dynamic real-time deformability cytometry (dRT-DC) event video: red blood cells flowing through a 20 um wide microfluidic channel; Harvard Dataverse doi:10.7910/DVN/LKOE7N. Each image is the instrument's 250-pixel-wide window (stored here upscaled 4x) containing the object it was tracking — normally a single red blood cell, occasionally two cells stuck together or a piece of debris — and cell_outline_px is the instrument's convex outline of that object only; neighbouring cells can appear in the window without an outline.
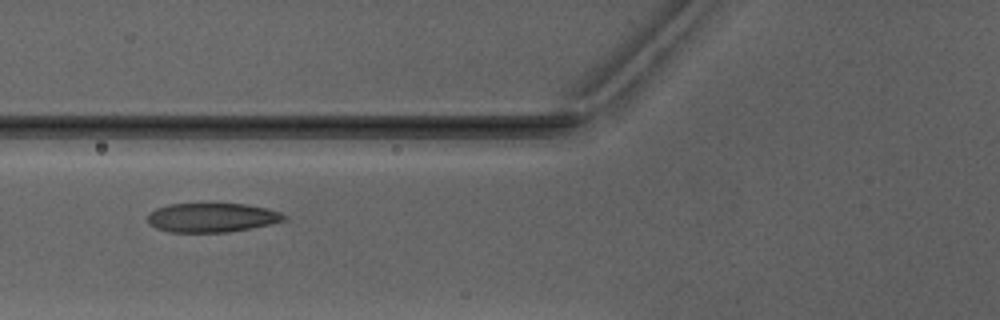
{"species": "Egyptian fruit bat (a non-hibernating species)", "species_latin": "Rousettus aegyptiacus", "temperature_condition": "warm", "stored_images_in_passage": 7, "camera_frame_rate_fps": 3000, "um_per_image_px": 0.085, "animal": {"sex": "male"}, "frame": {"image": 1, "passage_image": 7, "time_ms": 7.0, "image_size_px": [1000, 320], "cell_outline_px": [[284, 220], [272, 224], [252, 228], [228, 232], [172, 232], [156, 228], [148, 224], [148, 212], [156, 208], [172, 204], [244, 204], [268, 208], [280, 212], [284, 216]], "centroid_in_image_um": [17.99, 18.5], "position_along_channel_um": 107.8, "area_um2": 23.12}}